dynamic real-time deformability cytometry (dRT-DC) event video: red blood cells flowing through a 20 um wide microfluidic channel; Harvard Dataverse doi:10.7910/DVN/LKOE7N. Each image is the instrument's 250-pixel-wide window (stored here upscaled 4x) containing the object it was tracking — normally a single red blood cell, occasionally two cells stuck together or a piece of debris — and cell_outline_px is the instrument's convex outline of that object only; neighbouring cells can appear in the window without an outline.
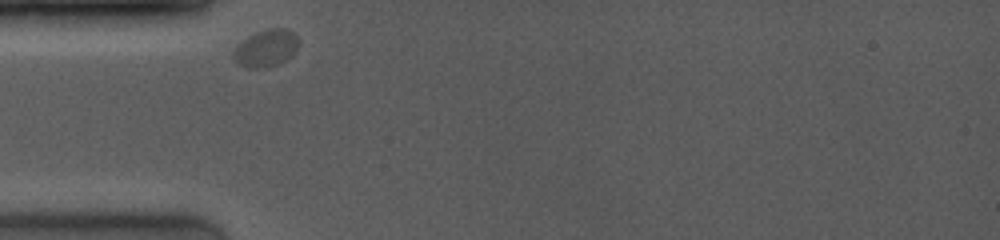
{"species": "common noctule bat (a hibernating species)", "species_latin": "Nyctalus noctula", "temperature_condition": "room temperature", "stored_images_in_passage": 5, "camera_frame_rate_fps": 4000, "um_per_image_px": 0.085, "animal": {"sex": "female", "body_mass_g": 19.0, "forearm_length_mm": 53.3}, "frame": {"image": 1, "passage_image": 1, "time_ms": 0.0, "image_size_px": [1000, 240], "cell_outline_px": [[300, 40], [296, 52], [292, 56], [280, 64], [256, 68], [248, 68], [232, 60], [232, 52], [248, 36], [256, 32], [268, 28], [284, 28], [292, 32]], "centroid_in_image_um": [22.64, 4.1], "position_along_channel_um": 62.4, "area_um2": 14.16}}
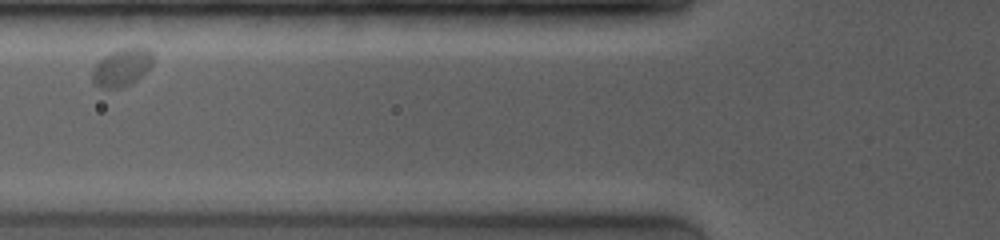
{"frame": {"image": 2, "passage_image": 3, "time_ms": 1.5, "image_size_px": [1000, 240], "cell_outline_px": [[152, 64], [132, 84], [120, 88], [100, 88], [92, 80], [92, 72], [96, 64], [108, 52], [120, 48], [148, 48], [152, 52]], "centroid_in_image_um": [10.34, 5.72], "position_along_channel_um": 115.5, "area_um2": 13.24}}
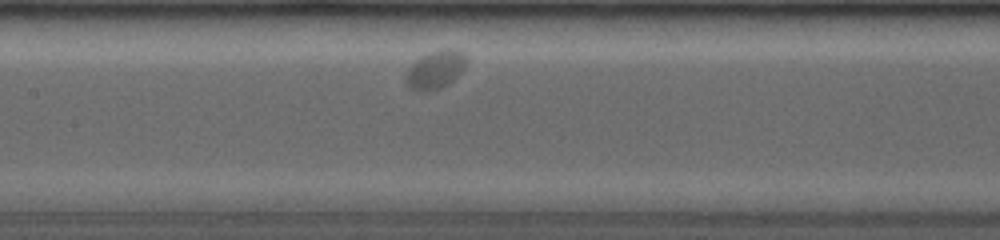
{"frame": {"image": 3, "passage_image": 5, "time_ms": 3.0, "image_size_px": [1000, 240], "cell_outline_px": [[464, 68], [448, 84], [440, 88], [424, 92], [416, 92], [408, 88], [404, 80], [408, 68], [420, 56], [428, 52], [444, 48], [456, 48], [464, 52]], "centroid_in_image_um": [36.95, 5.92], "position_along_channel_um": 170.5, "area_um2": 13.64}}